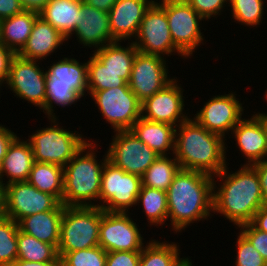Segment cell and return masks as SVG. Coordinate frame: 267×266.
<instances>
[{
	"instance_id": "cell-1",
	"label": "cell",
	"mask_w": 267,
	"mask_h": 266,
	"mask_svg": "<svg viewBox=\"0 0 267 266\" xmlns=\"http://www.w3.org/2000/svg\"><path fill=\"white\" fill-rule=\"evenodd\" d=\"M240 165L235 173H229L226 166L213 176V212L224 215L225 219L237 225V229L242 224L250 223L254 214L263 206L262 190L255 168L252 165ZM214 177H219L223 182L219 184Z\"/></svg>"
},
{
	"instance_id": "cell-2",
	"label": "cell",
	"mask_w": 267,
	"mask_h": 266,
	"mask_svg": "<svg viewBox=\"0 0 267 266\" xmlns=\"http://www.w3.org/2000/svg\"><path fill=\"white\" fill-rule=\"evenodd\" d=\"M168 220L172 231L180 232L191 223L211 218L213 213V176L180 169L166 191Z\"/></svg>"
},
{
	"instance_id": "cell-3",
	"label": "cell",
	"mask_w": 267,
	"mask_h": 266,
	"mask_svg": "<svg viewBox=\"0 0 267 266\" xmlns=\"http://www.w3.org/2000/svg\"><path fill=\"white\" fill-rule=\"evenodd\" d=\"M225 140L189 117L175 129L174 156L181 169L215 176L228 165Z\"/></svg>"
},
{
	"instance_id": "cell-4",
	"label": "cell",
	"mask_w": 267,
	"mask_h": 266,
	"mask_svg": "<svg viewBox=\"0 0 267 266\" xmlns=\"http://www.w3.org/2000/svg\"><path fill=\"white\" fill-rule=\"evenodd\" d=\"M95 143L96 141L87 140L76 155L63 167L62 204L64 206H96L94 202L98 200L100 203L102 171L108 160V154L106 153L102 161L98 163L97 154L94 151L97 148L95 145L98 146V144Z\"/></svg>"
},
{
	"instance_id": "cell-5",
	"label": "cell",
	"mask_w": 267,
	"mask_h": 266,
	"mask_svg": "<svg viewBox=\"0 0 267 266\" xmlns=\"http://www.w3.org/2000/svg\"><path fill=\"white\" fill-rule=\"evenodd\" d=\"M103 210L97 206H65L61 220L58 255L99 245Z\"/></svg>"
},
{
	"instance_id": "cell-6",
	"label": "cell",
	"mask_w": 267,
	"mask_h": 266,
	"mask_svg": "<svg viewBox=\"0 0 267 266\" xmlns=\"http://www.w3.org/2000/svg\"><path fill=\"white\" fill-rule=\"evenodd\" d=\"M49 120L51 126L38 129L28 136L27 140L31 145L35 161L64 167L83 147L87 139L77 131L63 129L58 117H51Z\"/></svg>"
},
{
	"instance_id": "cell-7",
	"label": "cell",
	"mask_w": 267,
	"mask_h": 266,
	"mask_svg": "<svg viewBox=\"0 0 267 266\" xmlns=\"http://www.w3.org/2000/svg\"><path fill=\"white\" fill-rule=\"evenodd\" d=\"M141 186L140 176L125 172L107 160L102 171L100 204L96 206L108 212H129L128 209L137 206Z\"/></svg>"
},
{
	"instance_id": "cell-8",
	"label": "cell",
	"mask_w": 267,
	"mask_h": 266,
	"mask_svg": "<svg viewBox=\"0 0 267 266\" xmlns=\"http://www.w3.org/2000/svg\"><path fill=\"white\" fill-rule=\"evenodd\" d=\"M111 128L115 131L131 130L141 117V102L129 86L102 91H88Z\"/></svg>"
},
{
	"instance_id": "cell-9",
	"label": "cell",
	"mask_w": 267,
	"mask_h": 266,
	"mask_svg": "<svg viewBox=\"0 0 267 266\" xmlns=\"http://www.w3.org/2000/svg\"><path fill=\"white\" fill-rule=\"evenodd\" d=\"M166 12L174 45L188 58L194 50L204 45V35L199 27L204 19L185 0H160Z\"/></svg>"
},
{
	"instance_id": "cell-10",
	"label": "cell",
	"mask_w": 267,
	"mask_h": 266,
	"mask_svg": "<svg viewBox=\"0 0 267 266\" xmlns=\"http://www.w3.org/2000/svg\"><path fill=\"white\" fill-rule=\"evenodd\" d=\"M134 40L132 42L140 53L158 55L163 58L165 55L170 56L177 53L179 56L187 58L174 45L166 12L157 0L146 10Z\"/></svg>"
},
{
	"instance_id": "cell-11",
	"label": "cell",
	"mask_w": 267,
	"mask_h": 266,
	"mask_svg": "<svg viewBox=\"0 0 267 266\" xmlns=\"http://www.w3.org/2000/svg\"><path fill=\"white\" fill-rule=\"evenodd\" d=\"M40 61L25 59L18 54L11 63L7 79L8 89L14 96L30 102L46 115V72L39 65Z\"/></svg>"
},
{
	"instance_id": "cell-12",
	"label": "cell",
	"mask_w": 267,
	"mask_h": 266,
	"mask_svg": "<svg viewBox=\"0 0 267 266\" xmlns=\"http://www.w3.org/2000/svg\"><path fill=\"white\" fill-rule=\"evenodd\" d=\"M112 138L106 151L108 160L130 174L141 177L160 156L141 141L132 130L115 131Z\"/></svg>"
},
{
	"instance_id": "cell-13",
	"label": "cell",
	"mask_w": 267,
	"mask_h": 266,
	"mask_svg": "<svg viewBox=\"0 0 267 266\" xmlns=\"http://www.w3.org/2000/svg\"><path fill=\"white\" fill-rule=\"evenodd\" d=\"M138 227L129 212L103 210L99 230V246L106 252L141 251L145 245Z\"/></svg>"
},
{
	"instance_id": "cell-14",
	"label": "cell",
	"mask_w": 267,
	"mask_h": 266,
	"mask_svg": "<svg viewBox=\"0 0 267 266\" xmlns=\"http://www.w3.org/2000/svg\"><path fill=\"white\" fill-rule=\"evenodd\" d=\"M6 217L15 222L37 213L53 210L60 202L52 195L41 192L28 181L4 186Z\"/></svg>"
},
{
	"instance_id": "cell-15",
	"label": "cell",
	"mask_w": 267,
	"mask_h": 266,
	"mask_svg": "<svg viewBox=\"0 0 267 266\" xmlns=\"http://www.w3.org/2000/svg\"><path fill=\"white\" fill-rule=\"evenodd\" d=\"M168 63L158 55L137 52L128 81V86L142 103L169 84ZM169 76V77H168Z\"/></svg>"
},
{
	"instance_id": "cell-16",
	"label": "cell",
	"mask_w": 267,
	"mask_h": 266,
	"mask_svg": "<svg viewBox=\"0 0 267 266\" xmlns=\"http://www.w3.org/2000/svg\"><path fill=\"white\" fill-rule=\"evenodd\" d=\"M235 95L231 91L229 94L213 96L197 111L194 119L209 132L226 138L225 133L232 132L245 110Z\"/></svg>"
},
{
	"instance_id": "cell-17",
	"label": "cell",
	"mask_w": 267,
	"mask_h": 266,
	"mask_svg": "<svg viewBox=\"0 0 267 266\" xmlns=\"http://www.w3.org/2000/svg\"><path fill=\"white\" fill-rule=\"evenodd\" d=\"M175 78L162 90L142 102V118L177 127L190 117L184 112V90Z\"/></svg>"
},
{
	"instance_id": "cell-18",
	"label": "cell",
	"mask_w": 267,
	"mask_h": 266,
	"mask_svg": "<svg viewBox=\"0 0 267 266\" xmlns=\"http://www.w3.org/2000/svg\"><path fill=\"white\" fill-rule=\"evenodd\" d=\"M155 0H117L108 12L114 42L136 38L146 10Z\"/></svg>"
},
{
	"instance_id": "cell-19",
	"label": "cell",
	"mask_w": 267,
	"mask_h": 266,
	"mask_svg": "<svg viewBox=\"0 0 267 266\" xmlns=\"http://www.w3.org/2000/svg\"><path fill=\"white\" fill-rule=\"evenodd\" d=\"M73 34L81 45L93 46L95 50L114 42L108 13L86 3L80 5V18Z\"/></svg>"
},
{
	"instance_id": "cell-20",
	"label": "cell",
	"mask_w": 267,
	"mask_h": 266,
	"mask_svg": "<svg viewBox=\"0 0 267 266\" xmlns=\"http://www.w3.org/2000/svg\"><path fill=\"white\" fill-rule=\"evenodd\" d=\"M235 138L239 151L247 160L245 165L264 160L266 149L265 119L253 114L251 118L241 119L232 129L231 135Z\"/></svg>"
},
{
	"instance_id": "cell-21",
	"label": "cell",
	"mask_w": 267,
	"mask_h": 266,
	"mask_svg": "<svg viewBox=\"0 0 267 266\" xmlns=\"http://www.w3.org/2000/svg\"><path fill=\"white\" fill-rule=\"evenodd\" d=\"M67 39L41 16L34 21L32 32L18 55L25 59L43 61L51 56Z\"/></svg>"
},
{
	"instance_id": "cell-22",
	"label": "cell",
	"mask_w": 267,
	"mask_h": 266,
	"mask_svg": "<svg viewBox=\"0 0 267 266\" xmlns=\"http://www.w3.org/2000/svg\"><path fill=\"white\" fill-rule=\"evenodd\" d=\"M34 163V154L29 141L21 140L19 136H17L11 142L0 165L1 182H5L7 178L8 181L3 183L5 186L13 182L27 181ZM5 176L6 178L4 179L3 177Z\"/></svg>"
},
{
	"instance_id": "cell-23",
	"label": "cell",
	"mask_w": 267,
	"mask_h": 266,
	"mask_svg": "<svg viewBox=\"0 0 267 266\" xmlns=\"http://www.w3.org/2000/svg\"><path fill=\"white\" fill-rule=\"evenodd\" d=\"M64 205L59 203L53 210L32 214L18 222L19 230L58 248Z\"/></svg>"
},
{
	"instance_id": "cell-24",
	"label": "cell",
	"mask_w": 267,
	"mask_h": 266,
	"mask_svg": "<svg viewBox=\"0 0 267 266\" xmlns=\"http://www.w3.org/2000/svg\"><path fill=\"white\" fill-rule=\"evenodd\" d=\"M175 129L176 127L170 124L150 121L142 117L131 128L141 141L160 156L174 154Z\"/></svg>"
},
{
	"instance_id": "cell-25",
	"label": "cell",
	"mask_w": 267,
	"mask_h": 266,
	"mask_svg": "<svg viewBox=\"0 0 267 266\" xmlns=\"http://www.w3.org/2000/svg\"><path fill=\"white\" fill-rule=\"evenodd\" d=\"M46 72V83L71 85L75 92L84 97L87 88V62L80 63L75 58L64 57L53 62Z\"/></svg>"
},
{
	"instance_id": "cell-26",
	"label": "cell",
	"mask_w": 267,
	"mask_h": 266,
	"mask_svg": "<svg viewBox=\"0 0 267 266\" xmlns=\"http://www.w3.org/2000/svg\"><path fill=\"white\" fill-rule=\"evenodd\" d=\"M39 13L23 10L21 13L0 20L1 44L18 54L25 46Z\"/></svg>"
},
{
	"instance_id": "cell-27",
	"label": "cell",
	"mask_w": 267,
	"mask_h": 266,
	"mask_svg": "<svg viewBox=\"0 0 267 266\" xmlns=\"http://www.w3.org/2000/svg\"><path fill=\"white\" fill-rule=\"evenodd\" d=\"M81 4L69 0H50L39 16L57 29L68 41L78 24Z\"/></svg>"
},
{
	"instance_id": "cell-28",
	"label": "cell",
	"mask_w": 267,
	"mask_h": 266,
	"mask_svg": "<svg viewBox=\"0 0 267 266\" xmlns=\"http://www.w3.org/2000/svg\"><path fill=\"white\" fill-rule=\"evenodd\" d=\"M93 55L112 72L123 74V79L128 83L135 55L138 50L131 40L128 45L122 46L120 41L104 45L93 50Z\"/></svg>"
},
{
	"instance_id": "cell-29",
	"label": "cell",
	"mask_w": 267,
	"mask_h": 266,
	"mask_svg": "<svg viewBox=\"0 0 267 266\" xmlns=\"http://www.w3.org/2000/svg\"><path fill=\"white\" fill-rule=\"evenodd\" d=\"M27 181L41 192L54 196L62 203L64 191L63 167L35 161Z\"/></svg>"
},
{
	"instance_id": "cell-30",
	"label": "cell",
	"mask_w": 267,
	"mask_h": 266,
	"mask_svg": "<svg viewBox=\"0 0 267 266\" xmlns=\"http://www.w3.org/2000/svg\"><path fill=\"white\" fill-rule=\"evenodd\" d=\"M180 252L175 242L152 239L141 250L139 266H182L189 258H180Z\"/></svg>"
},
{
	"instance_id": "cell-31",
	"label": "cell",
	"mask_w": 267,
	"mask_h": 266,
	"mask_svg": "<svg viewBox=\"0 0 267 266\" xmlns=\"http://www.w3.org/2000/svg\"><path fill=\"white\" fill-rule=\"evenodd\" d=\"M161 155L141 176L142 186L167 191L181 167L175 156Z\"/></svg>"
},
{
	"instance_id": "cell-32",
	"label": "cell",
	"mask_w": 267,
	"mask_h": 266,
	"mask_svg": "<svg viewBox=\"0 0 267 266\" xmlns=\"http://www.w3.org/2000/svg\"><path fill=\"white\" fill-rule=\"evenodd\" d=\"M17 260L30 262H60L58 250L54 245L42 242L18 230Z\"/></svg>"
},
{
	"instance_id": "cell-33",
	"label": "cell",
	"mask_w": 267,
	"mask_h": 266,
	"mask_svg": "<svg viewBox=\"0 0 267 266\" xmlns=\"http://www.w3.org/2000/svg\"><path fill=\"white\" fill-rule=\"evenodd\" d=\"M141 203L149 225H164L168 220L167 193L163 190L141 186L137 205Z\"/></svg>"
},
{
	"instance_id": "cell-34",
	"label": "cell",
	"mask_w": 267,
	"mask_h": 266,
	"mask_svg": "<svg viewBox=\"0 0 267 266\" xmlns=\"http://www.w3.org/2000/svg\"><path fill=\"white\" fill-rule=\"evenodd\" d=\"M87 61V88L88 91H102L119 86H128L123 74L107 69L93 54Z\"/></svg>"
},
{
	"instance_id": "cell-35",
	"label": "cell",
	"mask_w": 267,
	"mask_h": 266,
	"mask_svg": "<svg viewBox=\"0 0 267 266\" xmlns=\"http://www.w3.org/2000/svg\"><path fill=\"white\" fill-rule=\"evenodd\" d=\"M234 22L242 25L256 26L262 23L264 13V0H229Z\"/></svg>"
},
{
	"instance_id": "cell-36",
	"label": "cell",
	"mask_w": 267,
	"mask_h": 266,
	"mask_svg": "<svg viewBox=\"0 0 267 266\" xmlns=\"http://www.w3.org/2000/svg\"><path fill=\"white\" fill-rule=\"evenodd\" d=\"M18 223L5 217L0 220V266H8L17 260Z\"/></svg>"
},
{
	"instance_id": "cell-37",
	"label": "cell",
	"mask_w": 267,
	"mask_h": 266,
	"mask_svg": "<svg viewBox=\"0 0 267 266\" xmlns=\"http://www.w3.org/2000/svg\"><path fill=\"white\" fill-rule=\"evenodd\" d=\"M45 89L46 115L48 118L56 117L53 109L54 104L59 107H69L82 98L77 92L74 91L71 85L63 83H46Z\"/></svg>"
},
{
	"instance_id": "cell-38",
	"label": "cell",
	"mask_w": 267,
	"mask_h": 266,
	"mask_svg": "<svg viewBox=\"0 0 267 266\" xmlns=\"http://www.w3.org/2000/svg\"><path fill=\"white\" fill-rule=\"evenodd\" d=\"M107 252L100 247L67 252L60 259V266H106Z\"/></svg>"
},
{
	"instance_id": "cell-39",
	"label": "cell",
	"mask_w": 267,
	"mask_h": 266,
	"mask_svg": "<svg viewBox=\"0 0 267 266\" xmlns=\"http://www.w3.org/2000/svg\"><path fill=\"white\" fill-rule=\"evenodd\" d=\"M237 237L235 266H267V262L260 252L254 248L251 242L241 232L238 233Z\"/></svg>"
},
{
	"instance_id": "cell-40",
	"label": "cell",
	"mask_w": 267,
	"mask_h": 266,
	"mask_svg": "<svg viewBox=\"0 0 267 266\" xmlns=\"http://www.w3.org/2000/svg\"><path fill=\"white\" fill-rule=\"evenodd\" d=\"M205 21L221 15L229 0H185ZM226 3V4H225Z\"/></svg>"
},
{
	"instance_id": "cell-41",
	"label": "cell",
	"mask_w": 267,
	"mask_h": 266,
	"mask_svg": "<svg viewBox=\"0 0 267 266\" xmlns=\"http://www.w3.org/2000/svg\"><path fill=\"white\" fill-rule=\"evenodd\" d=\"M238 227L240 228V232L260 252L267 262V233L256 229L251 223L242 224Z\"/></svg>"
},
{
	"instance_id": "cell-42",
	"label": "cell",
	"mask_w": 267,
	"mask_h": 266,
	"mask_svg": "<svg viewBox=\"0 0 267 266\" xmlns=\"http://www.w3.org/2000/svg\"><path fill=\"white\" fill-rule=\"evenodd\" d=\"M141 251L107 252L106 266H139Z\"/></svg>"
},
{
	"instance_id": "cell-43",
	"label": "cell",
	"mask_w": 267,
	"mask_h": 266,
	"mask_svg": "<svg viewBox=\"0 0 267 266\" xmlns=\"http://www.w3.org/2000/svg\"><path fill=\"white\" fill-rule=\"evenodd\" d=\"M17 54L6 47L4 44H0V85L7 82L12 60Z\"/></svg>"
},
{
	"instance_id": "cell-44",
	"label": "cell",
	"mask_w": 267,
	"mask_h": 266,
	"mask_svg": "<svg viewBox=\"0 0 267 266\" xmlns=\"http://www.w3.org/2000/svg\"><path fill=\"white\" fill-rule=\"evenodd\" d=\"M23 8L19 0H0V20L21 13Z\"/></svg>"
},
{
	"instance_id": "cell-45",
	"label": "cell",
	"mask_w": 267,
	"mask_h": 266,
	"mask_svg": "<svg viewBox=\"0 0 267 266\" xmlns=\"http://www.w3.org/2000/svg\"><path fill=\"white\" fill-rule=\"evenodd\" d=\"M255 168L262 190L263 206H267V160H262L252 164Z\"/></svg>"
},
{
	"instance_id": "cell-46",
	"label": "cell",
	"mask_w": 267,
	"mask_h": 266,
	"mask_svg": "<svg viewBox=\"0 0 267 266\" xmlns=\"http://www.w3.org/2000/svg\"><path fill=\"white\" fill-rule=\"evenodd\" d=\"M17 137L13 131L0 124V165L5 157L11 142Z\"/></svg>"
},
{
	"instance_id": "cell-47",
	"label": "cell",
	"mask_w": 267,
	"mask_h": 266,
	"mask_svg": "<svg viewBox=\"0 0 267 266\" xmlns=\"http://www.w3.org/2000/svg\"><path fill=\"white\" fill-rule=\"evenodd\" d=\"M256 229L267 233V206H262L250 222Z\"/></svg>"
},
{
	"instance_id": "cell-48",
	"label": "cell",
	"mask_w": 267,
	"mask_h": 266,
	"mask_svg": "<svg viewBox=\"0 0 267 266\" xmlns=\"http://www.w3.org/2000/svg\"><path fill=\"white\" fill-rule=\"evenodd\" d=\"M23 10L40 13L50 0H19Z\"/></svg>"
},
{
	"instance_id": "cell-49",
	"label": "cell",
	"mask_w": 267,
	"mask_h": 266,
	"mask_svg": "<svg viewBox=\"0 0 267 266\" xmlns=\"http://www.w3.org/2000/svg\"><path fill=\"white\" fill-rule=\"evenodd\" d=\"M116 1L117 0H84V3L108 13Z\"/></svg>"
},
{
	"instance_id": "cell-50",
	"label": "cell",
	"mask_w": 267,
	"mask_h": 266,
	"mask_svg": "<svg viewBox=\"0 0 267 266\" xmlns=\"http://www.w3.org/2000/svg\"><path fill=\"white\" fill-rule=\"evenodd\" d=\"M8 266H60V262H30L25 260H16Z\"/></svg>"
},
{
	"instance_id": "cell-51",
	"label": "cell",
	"mask_w": 267,
	"mask_h": 266,
	"mask_svg": "<svg viewBox=\"0 0 267 266\" xmlns=\"http://www.w3.org/2000/svg\"><path fill=\"white\" fill-rule=\"evenodd\" d=\"M6 217L4 185L0 180V220Z\"/></svg>"
},
{
	"instance_id": "cell-52",
	"label": "cell",
	"mask_w": 267,
	"mask_h": 266,
	"mask_svg": "<svg viewBox=\"0 0 267 266\" xmlns=\"http://www.w3.org/2000/svg\"><path fill=\"white\" fill-rule=\"evenodd\" d=\"M267 90V89H266ZM265 98H266V101H267V91H265ZM260 118H263V119H265V120H267V113L265 114L264 112L263 113H260V112H258V113H256Z\"/></svg>"
},
{
	"instance_id": "cell-53",
	"label": "cell",
	"mask_w": 267,
	"mask_h": 266,
	"mask_svg": "<svg viewBox=\"0 0 267 266\" xmlns=\"http://www.w3.org/2000/svg\"><path fill=\"white\" fill-rule=\"evenodd\" d=\"M265 132H266V149L264 154V160H267V120H265Z\"/></svg>"
},
{
	"instance_id": "cell-54",
	"label": "cell",
	"mask_w": 267,
	"mask_h": 266,
	"mask_svg": "<svg viewBox=\"0 0 267 266\" xmlns=\"http://www.w3.org/2000/svg\"><path fill=\"white\" fill-rule=\"evenodd\" d=\"M182 266H193L191 259H188Z\"/></svg>"
},
{
	"instance_id": "cell-55",
	"label": "cell",
	"mask_w": 267,
	"mask_h": 266,
	"mask_svg": "<svg viewBox=\"0 0 267 266\" xmlns=\"http://www.w3.org/2000/svg\"><path fill=\"white\" fill-rule=\"evenodd\" d=\"M69 1H76V2H79V3H84V0H69Z\"/></svg>"
}]
</instances>
